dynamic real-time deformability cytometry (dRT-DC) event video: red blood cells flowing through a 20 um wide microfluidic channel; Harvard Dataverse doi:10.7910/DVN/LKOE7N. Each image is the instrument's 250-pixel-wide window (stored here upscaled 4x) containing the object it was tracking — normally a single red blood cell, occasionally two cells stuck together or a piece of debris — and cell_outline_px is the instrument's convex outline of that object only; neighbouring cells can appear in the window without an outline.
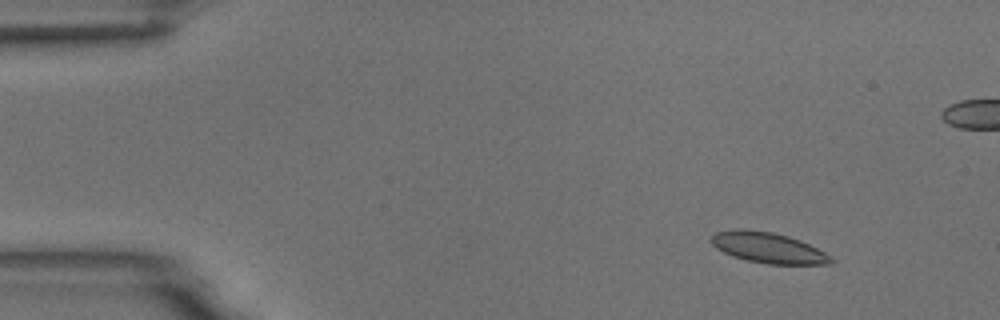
{"species": "common noctule bat (a hibernating species)", "species_latin": "Nyctalus noctula", "temperature_condition": "room temperature", "stored_images_in_passage": 5, "camera_frame_rate_fps": 3000, "um_per_image_px": 0.085, "animal": {"sex": "male", "body_mass_g": 18.8}, "frame": {"image": 1, "passage_image": 2, "time_ms": 0.333, "image_size_px": [1000, 320], "cell_outline_px": [[836, 260], [832, 264], [768, 264], [748, 260], [732, 256], [716, 248], [708, 240], [716, 232], [736, 228], [740, 228], [772, 232], [788, 236], [800, 240], [832, 256]], "centroid_in_image_um": [65.29, 21.05], "position_along_channel_um": 19.7, "area_um2": 21.44}}
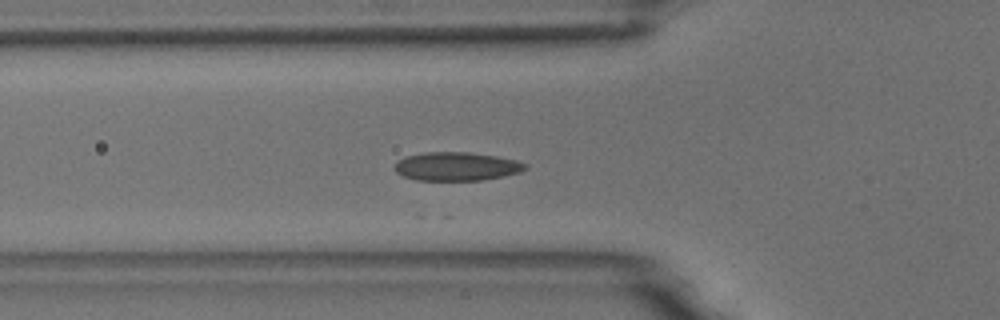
{"frame": {"image": 2, "passage_image": 5, "time_ms": 1.333, "image_size_px": [1000, 320], "cell_outline_px": [[528, 168], [520, 172], [504, 176], [480, 180], [416, 180], [404, 176], [396, 172], [392, 168], [396, 160], [404, 156], [424, 152], [468, 152], [496, 156], [516, 160], [528, 164]], "centroid_in_image_um": [38.77, 14.14], "position_along_channel_um": 87.0, "area_um2": 21.96}}